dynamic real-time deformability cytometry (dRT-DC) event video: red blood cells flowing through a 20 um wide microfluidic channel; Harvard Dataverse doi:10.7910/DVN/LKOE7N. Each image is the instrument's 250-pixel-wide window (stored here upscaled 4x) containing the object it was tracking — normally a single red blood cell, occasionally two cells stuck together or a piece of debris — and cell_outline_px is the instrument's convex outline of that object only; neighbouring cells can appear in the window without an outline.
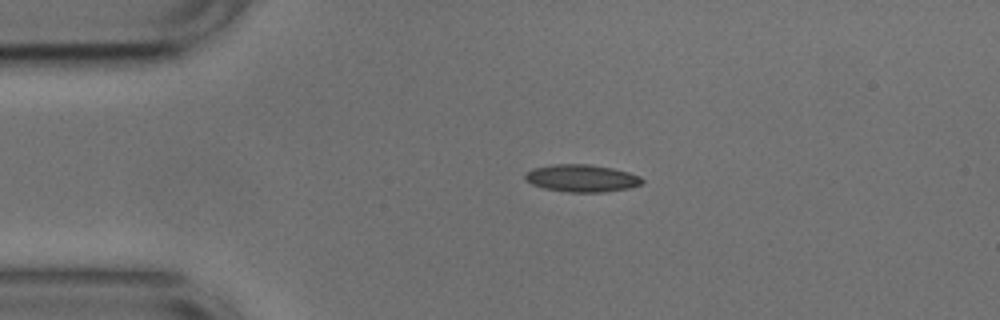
{"species": "common noctule bat (a hibernating species)", "species_latin": "Nyctalus noctula", "temperature_condition": "cold", "stored_images_in_passage": 43, "camera_frame_rate_fps": 3000, "um_per_image_px": 0.085, "animal": {"sex": "male", "body_mass_g": 17.9, "forearm_length_mm": 54.2}, "frame": {"image": 1, "passage_image": 1, "time_ms": 0.0, "image_size_px": [1000, 320], "cell_outline_px": [[644, 180], [640, 184], [628, 188], [604, 192], [568, 192], [544, 188], [532, 184], [524, 180], [524, 172], [532, 168], [552, 164], [588, 164], [612, 168], [628, 172], [640, 176]], "centroid_in_image_um": [49.39, 15.14], "position_along_channel_um": 35.6, "area_um2": 18.73}}
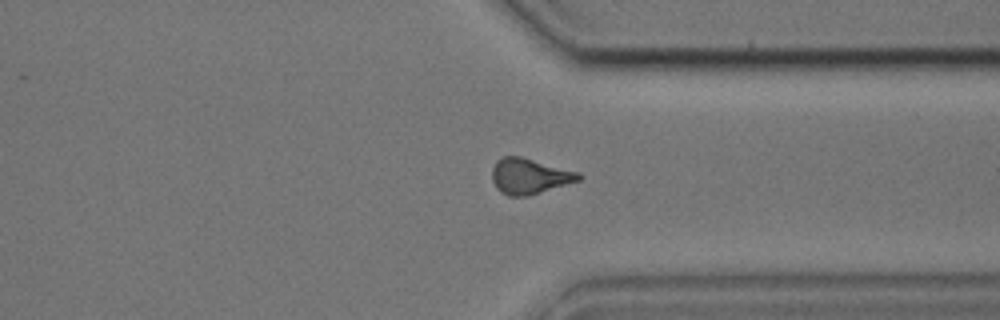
{"frame": {"image": 2, "passage_image": 30, "time_ms": 9.667, "image_size_px": [1000, 320], "cell_outline_px": [[584, 176], [580, 180], [528, 196], [508, 196], [500, 192], [496, 188], [492, 180], [492, 168], [496, 160], [500, 156], [520, 156], [580, 172]], "centroid_in_image_um": [44.99, 14.97], "position_along_channel_um": 366.4, "area_um2": 18.15}}
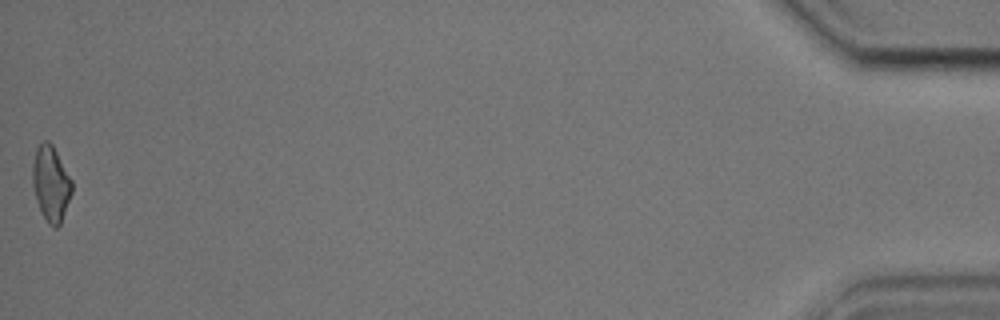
{"frame": {"image": 3, "passage_image": 43, "time_ms": 14.0, "image_size_px": [1000, 320], "cell_outline_px": [[72, 192], [60, 224], [56, 228], [48, 224], [36, 200], [32, 184], [32, 164], [36, 148], [44, 140], [48, 140], [52, 144], [72, 180]], "centroid_in_image_um": [4.31, 15.58], "position_along_channel_um": 430.9, "area_um2": 17.17}, "authors_computed_cell_mechanics": {"area_um2": 17.8602, "velocity_mm_per_s": 3.7489, "shape_relaxation_time_tau1_ms": 4.571, "shape_relaxation_time_tau2_ms": 2.9351, "deformation_change_tau1": 0.1335, "deformation_change_tau2": 0.0889}}